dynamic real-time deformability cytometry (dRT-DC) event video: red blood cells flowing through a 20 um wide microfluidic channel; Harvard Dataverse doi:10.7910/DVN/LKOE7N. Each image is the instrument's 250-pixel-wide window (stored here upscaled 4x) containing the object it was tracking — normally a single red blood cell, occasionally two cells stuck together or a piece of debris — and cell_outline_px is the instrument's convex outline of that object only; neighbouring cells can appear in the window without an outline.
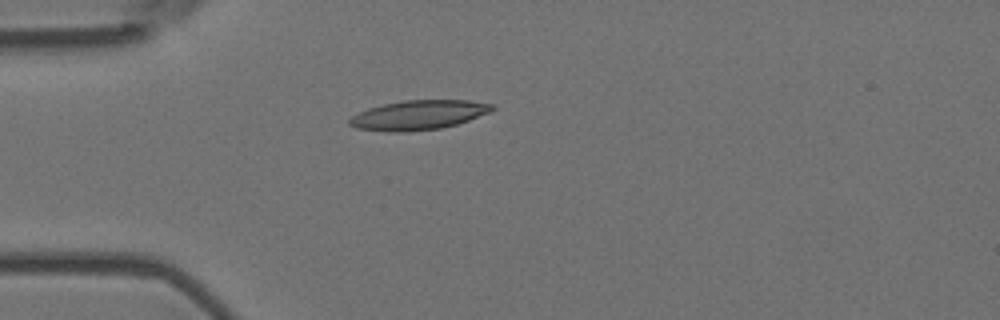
{"species": "Egyptian fruit bat (a non-hibernating species)", "species_latin": "Rousettus aegyptiacus", "temperature_condition": "room temperature", "stored_images_in_passage": 5, "camera_frame_rate_fps": 3000, "um_per_image_px": 0.085, "animal": {"sex": "female"}, "frame": {"image": 1, "passage_image": 5, "time_ms": 1.333, "image_size_px": [1000, 320], "cell_outline_px": [[496, 108], [492, 112], [456, 124], [440, 128], [408, 132], [388, 132], [356, 128], [348, 124], [348, 120], [352, 116], [368, 108], [384, 104], [404, 100], [468, 100], [492, 104]], "centroid_in_image_um": [35.58, 9.78], "position_along_channel_um": 49.4, "area_um2": 24.57}}